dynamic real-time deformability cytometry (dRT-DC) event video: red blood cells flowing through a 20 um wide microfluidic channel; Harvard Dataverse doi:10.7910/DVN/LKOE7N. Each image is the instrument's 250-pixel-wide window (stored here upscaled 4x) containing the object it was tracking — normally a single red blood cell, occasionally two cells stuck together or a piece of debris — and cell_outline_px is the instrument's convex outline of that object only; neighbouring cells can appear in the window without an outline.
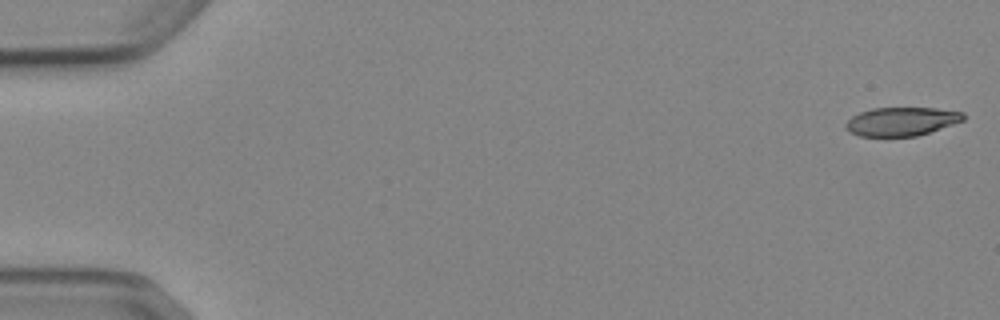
{"species": "Egyptian fruit bat (a non-hibernating species)", "species_latin": "Rousettus aegyptiacus", "temperature_condition": "cold", "stored_images_in_passage": 6, "camera_frame_rate_fps": 3000, "um_per_image_px": 0.085, "animal": {"sex": "female"}, "frame": {"image": 1, "passage_image": 1, "time_ms": 0.0, "image_size_px": [1000, 320], "cell_outline_px": [[964, 120], [916, 136], [860, 136], [848, 132], [844, 124], [852, 116], [860, 112], [872, 108], [936, 108], [964, 112]], "centroid_in_image_um": [76.59, 10.32], "position_along_channel_um": 8.4, "area_um2": 19.48}}
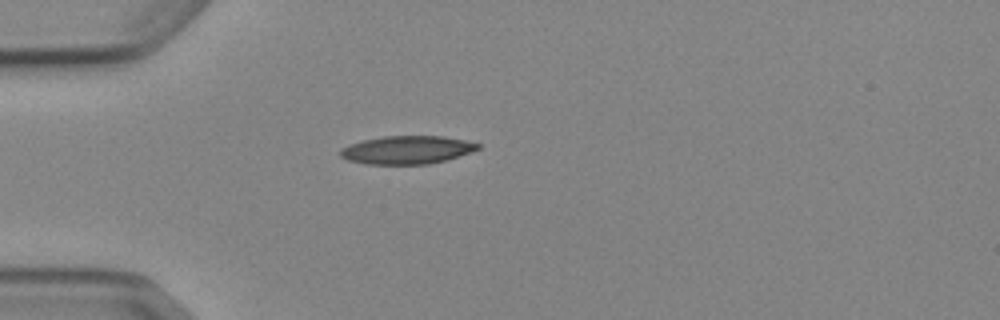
{"frame": {"image": 2, "passage_image": 5, "time_ms": 4.667, "image_size_px": [1000, 320], "cell_outline_px": [[480, 148], [444, 160], [428, 164], [368, 164], [348, 160], [340, 156], [340, 152], [344, 148], [352, 144], [364, 140], [384, 136], [444, 136], [464, 140], [480, 144]], "centroid_in_image_um": [34.59, 12.74], "position_along_channel_um": 50.4, "area_um2": 22.08}}